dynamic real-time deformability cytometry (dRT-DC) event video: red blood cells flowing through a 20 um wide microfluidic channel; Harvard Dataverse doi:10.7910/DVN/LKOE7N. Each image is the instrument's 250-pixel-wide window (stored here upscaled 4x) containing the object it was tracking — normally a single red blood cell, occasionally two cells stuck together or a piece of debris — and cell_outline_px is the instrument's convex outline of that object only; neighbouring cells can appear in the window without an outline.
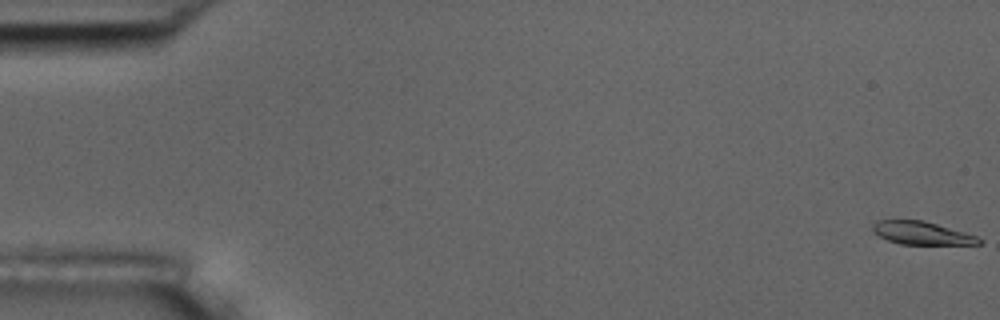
{"species": "common noctule bat (a hibernating species)", "species_latin": "Nyctalus noctula", "temperature_condition": "room temperature", "stored_images_in_passage": 56, "camera_frame_rate_fps": 3000, "um_per_image_px": 0.085, "animal": {"sex": "male", "body_mass_g": 17.5, "forearm_length_mm": 52.3}, "frame": {"image": 1, "passage_image": 1, "time_ms": 0.0, "image_size_px": [1000, 320], "cell_outline_px": [[984, 240], [980, 244], [900, 244], [888, 240], [872, 232], [872, 224], [876, 220], [924, 220], [964, 232], [976, 236]], "centroid_in_image_um": [78.32, 19.8], "position_along_channel_um": 6.7, "area_um2": 14.22}}
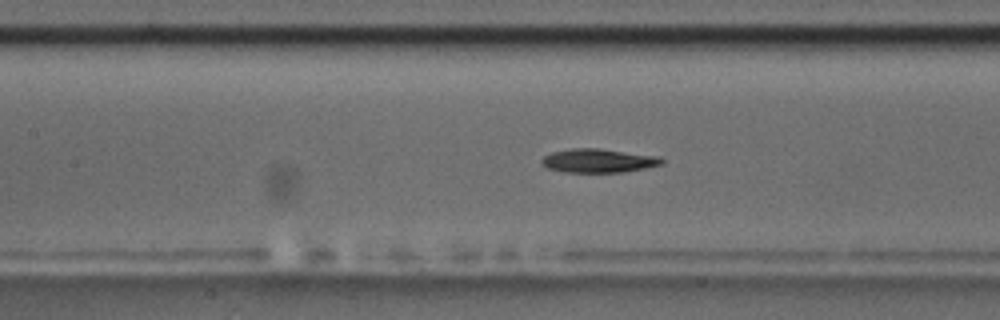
{"frame": {"image": 2, "passage_image": 26, "time_ms": 8.333, "image_size_px": [1000, 320], "cell_outline_px": [[664, 164], [624, 172], [564, 172], [548, 168], [540, 160], [544, 156], [552, 152], [572, 148], [600, 148], [660, 156], [664, 160]], "centroid_in_image_um": [50.9, 13.65], "position_along_channel_um": 156.5, "area_um2": 16.7}}
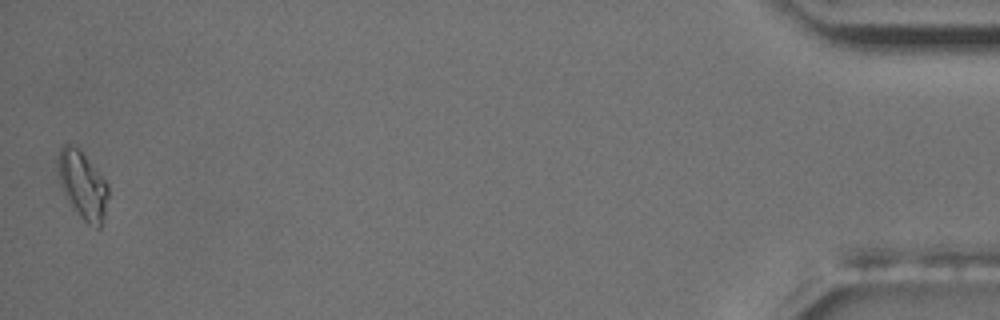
{"frame": {"image": 3, "passage_image": 56, "time_ms": 18.333, "image_size_px": [1000, 320], "cell_outline_px": [[108, 196], [104, 220], [100, 228], [96, 228], [88, 224], [72, 208], [60, 184], [56, 164], [56, 160], [60, 148], [68, 140], [84, 156], [108, 184]], "centroid_in_image_um": [7.0, 15.74], "position_along_channel_um": 428.2, "area_um2": 19.77}, "authors_computed_cell_mechanics": {"area_um2": 16.3285, "velocity_mm_per_s": 3.624, "shape_relaxation_time_tau1_ms": 5.2983, "shape_relaxation_time_tau2_ms": null, "deformation_change_tau1": 0.1824, "deformation_change_tau2": null}}